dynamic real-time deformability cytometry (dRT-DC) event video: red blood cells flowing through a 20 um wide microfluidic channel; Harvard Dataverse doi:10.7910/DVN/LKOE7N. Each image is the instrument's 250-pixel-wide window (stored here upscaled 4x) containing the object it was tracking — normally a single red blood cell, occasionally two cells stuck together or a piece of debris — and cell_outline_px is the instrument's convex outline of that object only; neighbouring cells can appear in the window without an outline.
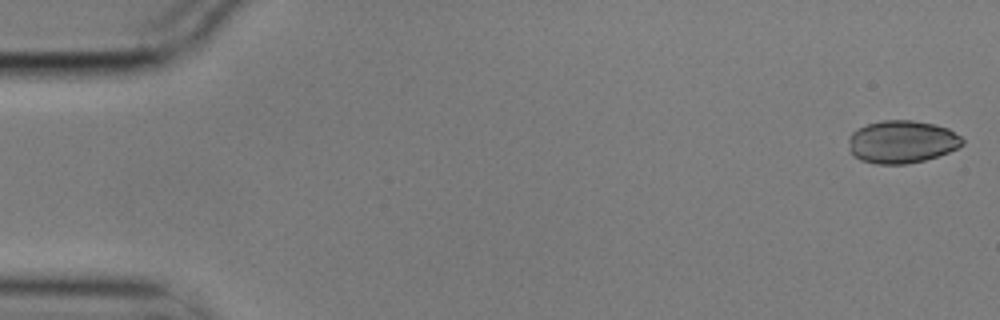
{"species": "common noctule bat (a hibernating species)", "species_latin": "Nyctalus noctula", "temperature_condition": "cold", "stored_images_in_passage": 54, "camera_frame_rate_fps": 3000, "um_per_image_px": 0.085, "animal": {"sex": "male", "body_mass_g": 17.9}, "frame": {"image": 1, "passage_image": 1, "time_ms": 0.0, "image_size_px": [1000, 320], "cell_outline_px": [[964, 144], [948, 152], [924, 160], [908, 164], [876, 164], [860, 160], [852, 152], [848, 140], [848, 136], [856, 128], [880, 120], [912, 120], [932, 124], [948, 128], [960, 136], [964, 140]], "centroid_in_image_um": [76.64, 12.05], "position_along_channel_um": 8.4, "area_um2": 28.26}}
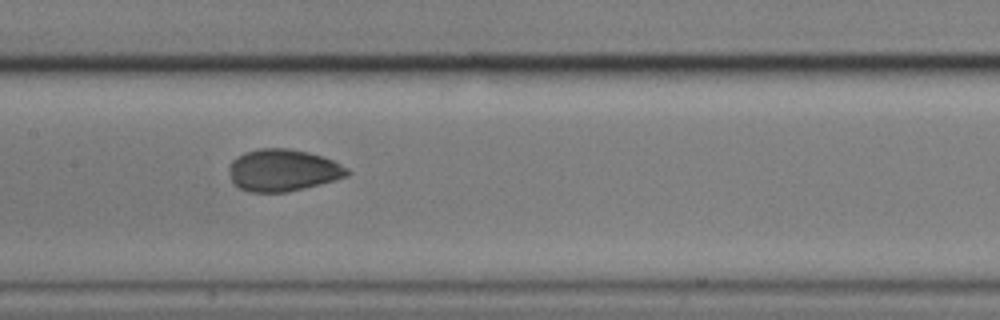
{"frame": {"image": 2, "passage_image": 27, "time_ms": 8.667, "image_size_px": [1000, 320], "cell_outline_px": [[352, 172], [348, 176], [336, 180], [288, 192], [248, 192], [232, 184], [228, 168], [228, 164], [236, 156], [244, 152], [260, 148], [288, 148], [308, 152], [332, 160], [348, 168]], "centroid_in_image_um": [24.02, 14.47], "position_along_channel_um": 183.4, "area_um2": 29.25}}
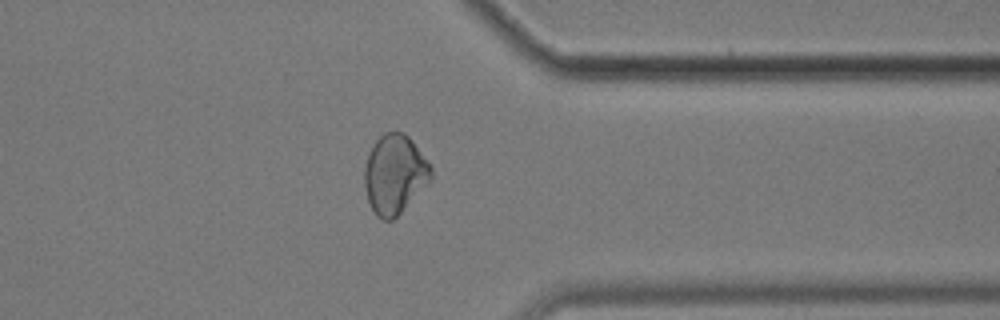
{"frame": {"image": 3, "passage_image": 44, "time_ms": 14.333, "image_size_px": [1000, 320], "cell_outline_px": [[432, 180], [392, 220], [384, 220], [376, 216], [368, 200], [364, 188], [364, 168], [368, 152], [376, 140], [384, 132], [404, 132], [412, 140], [432, 164]], "centroid_in_image_um": [33.55, 14.79], "position_along_channel_um": 377.8, "area_um2": 30.92}}